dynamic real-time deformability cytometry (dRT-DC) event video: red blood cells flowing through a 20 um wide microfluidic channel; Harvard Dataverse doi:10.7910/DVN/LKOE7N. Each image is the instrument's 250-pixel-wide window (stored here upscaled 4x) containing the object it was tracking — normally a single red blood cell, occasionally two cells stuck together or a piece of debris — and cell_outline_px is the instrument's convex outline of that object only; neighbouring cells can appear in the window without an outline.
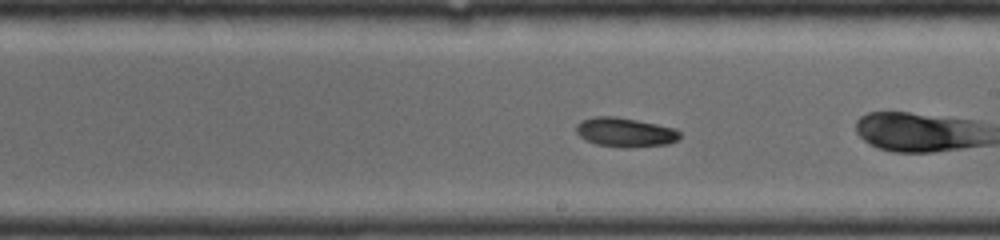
{"species": "common noctule bat (a hibernating species)", "species_latin": "Nyctalus noctula", "temperature_condition": "room temperature", "stored_images_in_passage": 61, "camera_frame_rate_fps": 4000, "um_per_image_px": 0.085, "animal": {"sex": "female", "body_mass_g": 19.0, "forearm_length_mm": 56.7}, "frame": {"image": 1, "passage_image": 26, "time_ms": 3.75, "image_size_px": [1000, 240], "cell_outline_px": [[680, 136], [676, 140], [668, 144], [596, 144], [580, 136], [576, 132], [576, 124], [580, 120], [596, 116], [616, 116], [676, 128], [680, 132]], "centroid_in_image_um": [53.1, 11.17], "position_along_channel_um": 235.9, "area_um2": 16.59}}